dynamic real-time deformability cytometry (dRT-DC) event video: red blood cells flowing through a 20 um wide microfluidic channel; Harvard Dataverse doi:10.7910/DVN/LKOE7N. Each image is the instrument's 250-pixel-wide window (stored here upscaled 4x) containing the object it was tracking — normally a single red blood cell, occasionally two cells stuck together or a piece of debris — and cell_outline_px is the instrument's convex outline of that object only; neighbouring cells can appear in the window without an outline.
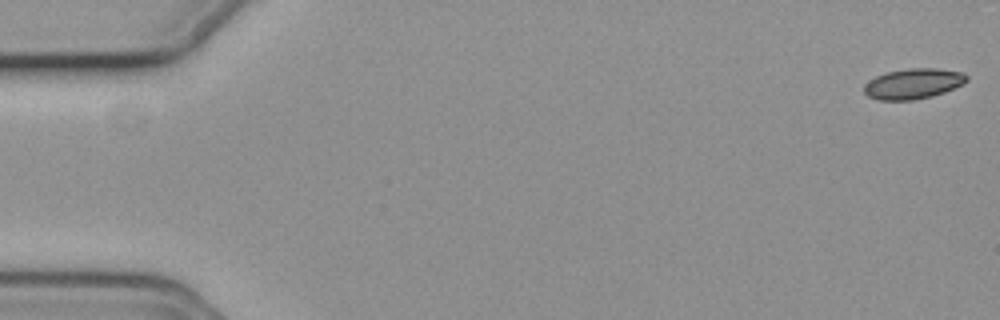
{"species": "common noctule bat (a hibernating species)", "species_latin": "Nyctalus noctula", "temperature_condition": "cold", "stored_images_in_passage": 11, "camera_frame_rate_fps": 3000, "um_per_image_px": 0.085, "animal": {"sex": "female", "body_mass_g": 19.3, "forearm_length_mm": 54.1}, "frame": {"image": 1, "passage_image": 1, "time_ms": 0.0, "image_size_px": [1000, 320], "cell_outline_px": [[968, 80], [964, 84], [944, 92], [932, 96], [912, 100], [880, 100], [868, 96], [864, 92], [864, 84], [868, 80], [876, 76], [888, 72], [908, 68], [936, 68], [964, 72], [968, 76]], "centroid_in_image_um": [77.64, 7.11], "position_along_channel_um": 7.4, "area_um2": 18.26}}